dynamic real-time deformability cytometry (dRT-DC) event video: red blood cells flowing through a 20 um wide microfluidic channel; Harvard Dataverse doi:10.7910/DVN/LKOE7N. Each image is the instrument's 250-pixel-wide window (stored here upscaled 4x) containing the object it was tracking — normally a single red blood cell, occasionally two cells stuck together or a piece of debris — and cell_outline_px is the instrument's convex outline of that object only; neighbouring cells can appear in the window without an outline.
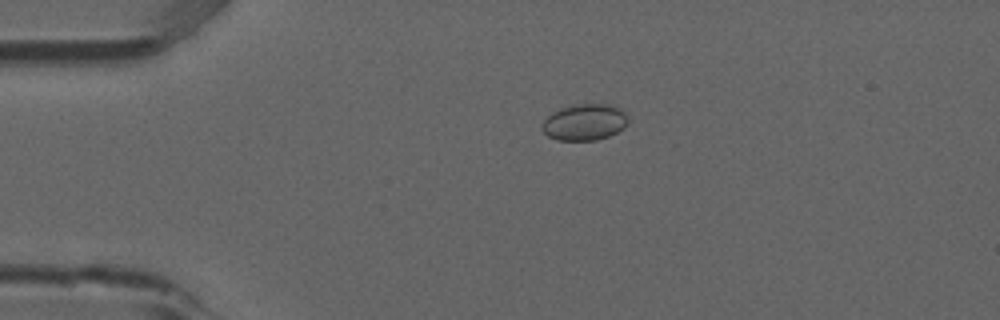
{"species": "common noctule bat (a hibernating species)", "species_latin": "Nyctalus noctula", "temperature_condition": "room temperature", "stored_images_in_passage": 5, "camera_frame_rate_fps": 3000, "um_per_image_px": 0.085, "animal": {"sex": "male", "forearm_length_mm": 52.5}, "frame": {"image": 1, "passage_image": 4, "time_ms": 1.0, "image_size_px": [1000, 320], "cell_outline_px": [[628, 124], [624, 128], [608, 136], [596, 140], [556, 140], [548, 136], [540, 128], [540, 124], [552, 112], [560, 108], [576, 104], [608, 104], [620, 108], [628, 116]], "centroid_in_image_um": [49.68, 10.38], "position_along_channel_um": 35.3, "area_um2": 18.38}}